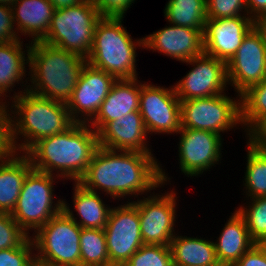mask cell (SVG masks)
Instances as JSON below:
<instances>
[{"label":"cell","mask_w":266,"mask_h":266,"mask_svg":"<svg viewBox=\"0 0 266 266\" xmlns=\"http://www.w3.org/2000/svg\"><path fill=\"white\" fill-rule=\"evenodd\" d=\"M167 178L152 153L110 150L99 146L85 175L78 182L90 191L97 192L99 189L113 199H121L126 195L138 196L156 190L168 181Z\"/></svg>","instance_id":"1"},{"label":"cell","mask_w":266,"mask_h":266,"mask_svg":"<svg viewBox=\"0 0 266 266\" xmlns=\"http://www.w3.org/2000/svg\"><path fill=\"white\" fill-rule=\"evenodd\" d=\"M89 127L86 123H74L63 133L37 141L25 153L33 169L48 174L55 171L58 178L78 182L99 147L98 134Z\"/></svg>","instance_id":"2"},{"label":"cell","mask_w":266,"mask_h":266,"mask_svg":"<svg viewBox=\"0 0 266 266\" xmlns=\"http://www.w3.org/2000/svg\"><path fill=\"white\" fill-rule=\"evenodd\" d=\"M86 62L73 52L42 41L31 42L28 66L32 83L28 91L67 104Z\"/></svg>","instance_id":"3"},{"label":"cell","mask_w":266,"mask_h":266,"mask_svg":"<svg viewBox=\"0 0 266 266\" xmlns=\"http://www.w3.org/2000/svg\"><path fill=\"white\" fill-rule=\"evenodd\" d=\"M12 98V138L18 153H26L37 141L63 133L75 123L65 103L33 94L28 87ZM18 135L24 137L23 143L17 144Z\"/></svg>","instance_id":"4"},{"label":"cell","mask_w":266,"mask_h":266,"mask_svg":"<svg viewBox=\"0 0 266 266\" xmlns=\"http://www.w3.org/2000/svg\"><path fill=\"white\" fill-rule=\"evenodd\" d=\"M122 21L123 17H101L98 20L93 47L86 61L117 80L135 79L136 46L144 47V38L132 41Z\"/></svg>","instance_id":"5"},{"label":"cell","mask_w":266,"mask_h":266,"mask_svg":"<svg viewBox=\"0 0 266 266\" xmlns=\"http://www.w3.org/2000/svg\"><path fill=\"white\" fill-rule=\"evenodd\" d=\"M100 18L97 7L91 0L55 9L42 42L87 59L93 47L94 31Z\"/></svg>","instance_id":"6"},{"label":"cell","mask_w":266,"mask_h":266,"mask_svg":"<svg viewBox=\"0 0 266 266\" xmlns=\"http://www.w3.org/2000/svg\"><path fill=\"white\" fill-rule=\"evenodd\" d=\"M54 177L55 174L32 169L24 180L17 203L10 215L28 235L29 230L33 229L36 233L63 210V200L53 204V182L56 180Z\"/></svg>","instance_id":"7"},{"label":"cell","mask_w":266,"mask_h":266,"mask_svg":"<svg viewBox=\"0 0 266 266\" xmlns=\"http://www.w3.org/2000/svg\"><path fill=\"white\" fill-rule=\"evenodd\" d=\"M33 235L38 259L54 266H80L81 227L64 210Z\"/></svg>","instance_id":"8"},{"label":"cell","mask_w":266,"mask_h":266,"mask_svg":"<svg viewBox=\"0 0 266 266\" xmlns=\"http://www.w3.org/2000/svg\"><path fill=\"white\" fill-rule=\"evenodd\" d=\"M234 99V100H233ZM215 95L207 98L180 100L181 128L210 131L216 134L230 131L241 123V98Z\"/></svg>","instance_id":"9"},{"label":"cell","mask_w":266,"mask_h":266,"mask_svg":"<svg viewBox=\"0 0 266 266\" xmlns=\"http://www.w3.org/2000/svg\"><path fill=\"white\" fill-rule=\"evenodd\" d=\"M104 232L110 266H123L144 244L136 205L129 201L112 208Z\"/></svg>","instance_id":"10"},{"label":"cell","mask_w":266,"mask_h":266,"mask_svg":"<svg viewBox=\"0 0 266 266\" xmlns=\"http://www.w3.org/2000/svg\"><path fill=\"white\" fill-rule=\"evenodd\" d=\"M170 88V89H169ZM142 84L139 112L147 133H177L181 129L180 99L175 88Z\"/></svg>","instance_id":"11"},{"label":"cell","mask_w":266,"mask_h":266,"mask_svg":"<svg viewBox=\"0 0 266 266\" xmlns=\"http://www.w3.org/2000/svg\"><path fill=\"white\" fill-rule=\"evenodd\" d=\"M226 69L228 85L232 83L239 98L251 86L266 79V47L255 27L246 34Z\"/></svg>","instance_id":"12"},{"label":"cell","mask_w":266,"mask_h":266,"mask_svg":"<svg viewBox=\"0 0 266 266\" xmlns=\"http://www.w3.org/2000/svg\"><path fill=\"white\" fill-rule=\"evenodd\" d=\"M143 198L133 202L139 214L143 243L170 246L176 235V193L171 190L163 195L150 194L148 198Z\"/></svg>","instance_id":"13"},{"label":"cell","mask_w":266,"mask_h":266,"mask_svg":"<svg viewBox=\"0 0 266 266\" xmlns=\"http://www.w3.org/2000/svg\"><path fill=\"white\" fill-rule=\"evenodd\" d=\"M186 63L194 66L182 80L175 83L180 100L207 98L220 95L228 84L226 63L203 53Z\"/></svg>","instance_id":"14"},{"label":"cell","mask_w":266,"mask_h":266,"mask_svg":"<svg viewBox=\"0 0 266 266\" xmlns=\"http://www.w3.org/2000/svg\"><path fill=\"white\" fill-rule=\"evenodd\" d=\"M116 80L112 75L86 62L72 96L66 104L71 119L75 123H89V120L91 121L97 114Z\"/></svg>","instance_id":"15"},{"label":"cell","mask_w":266,"mask_h":266,"mask_svg":"<svg viewBox=\"0 0 266 266\" xmlns=\"http://www.w3.org/2000/svg\"><path fill=\"white\" fill-rule=\"evenodd\" d=\"M178 133L179 167L188 177L207 171L221 159V135L192 128H181Z\"/></svg>","instance_id":"16"},{"label":"cell","mask_w":266,"mask_h":266,"mask_svg":"<svg viewBox=\"0 0 266 266\" xmlns=\"http://www.w3.org/2000/svg\"><path fill=\"white\" fill-rule=\"evenodd\" d=\"M253 27L254 20L248 15L232 18H207L203 32L204 53L227 64Z\"/></svg>","instance_id":"17"},{"label":"cell","mask_w":266,"mask_h":266,"mask_svg":"<svg viewBox=\"0 0 266 266\" xmlns=\"http://www.w3.org/2000/svg\"><path fill=\"white\" fill-rule=\"evenodd\" d=\"M204 29L169 25L144 37V48L187 62L204 53Z\"/></svg>","instance_id":"18"},{"label":"cell","mask_w":266,"mask_h":266,"mask_svg":"<svg viewBox=\"0 0 266 266\" xmlns=\"http://www.w3.org/2000/svg\"><path fill=\"white\" fill-rule=\"evenodd\" d=\"M97 134L100 147L118 151L151 153L145 141L148 133L139 110L108 122Z\"/></svg>","instance_id":"19"},{"label":"cell","mask_w":266,"mask_h":266,"mask_svg":"<svg viewBox=\"0 0 266 266\" xmlns=\"http://www.w3.org/2000/svg\"><path fill=\"white\" fill-rule=\"evenodd\" d=\"M137 78L116 80L95 117L89 121L98 133L108 122L139 110L142 83Z\"/></svg>","instance_id":"20"},{"label":"cell","mask_w":266,"mask_h":266,"mask_svg":"<svg viewBox=\"0 0 266 266\" xmlns=\"http://www.w3.org/2000/svg\"><path fill=\"white\" fill-rule=\"evenodd\" d=\"M54 6L49 0H18L12 6L17 33L31 35L33 41H42L50 27Z\"/></svg>","instance_id":"21"},{"label":"cell","mask_w":266,"mask_h":266,"mask_svg":"<svg viewBox=\"0 0 266 266\" xmlns=\"http://www.w3.org/2000/svg\"><path fill=\"white\" fill-rule=\"evenodd\" d=\"M214 242L221 266H233L256 243L250 237L244 218L235 210Z\"/></svg>","instance_id":"22"},{"label":"cell","mask_w":266,"mask_h":266,"mask_svg":"<svg viewBox=\"0 0 266 266\" xmlns=\"http://www.w3.org/2000/svg\"><path fill=\"white\" fill-rule=\"evenodd\" d=\"M74 209L80 216V221L74 217L67 202L63 200V210L81 227L90 229H104L111 211V207L104 204L99 194L86 189L79 182L74 183ZM107 206V207H106Z\"/></svg>","instance_id":"23"},{"label":"cell","mask_w":266,"mask_h":266,"mask_svg":"<svg viewBox=\"0 0 266 266\" xmlns=\"http://www.w3.org/2000/svg\"><path fill=\"white\" fill-rule=\"evenodd\" d=\"M19 155L0 160V212L3 213H12L24 180L33 169L28 156Z\"/></svg>","instance_id":"24"},{"label":"cell","mask_w":266,"mask_h":266,"mask_svg":"<svg viewBox=\"0 0 266 266\" xmlns=\"http://www.w3.org/2000/svg\"><path fill=\"white\" fill-rule=\"evenodd\" d=\"M173 266H221L214 242L205 238L174 236L170 242Z\"/></svg>","instance_id":"25"},{"label":"cell","mask_w":266,"mask_h":266,"mask_svg":"<svg viewBox=\"0 0 266 266\" xmlns=\"http://www.w3.org/2000/svg\"><path fill=\"white\" fill-rule=\"evenodd\" d=\"M20 41L0 43V97H4V95L8 97L6 94L16 86L14 83H18L20 80L22 82V78L25 77V65L29 63L30 44H26L28 49L26 50L27 57H25L26 52L22 51L25 50L23 49V41Z\"/></svg>","instance_id":"26"},{"label":"cell","mask_w":266,"mask_h":266,"mask_svg":"<svg viewBox=\"0 0 266 266\" xmlns=\"http://www.w3.org/2000/svg\"><path fill=\"white\" fill-rule=\"evenodd\" d=\"M206 0H169L164 10V16L170 24L204 29L207 20Z\"/></svg>","instance_id":"27"},{"label":"cell","mask_w":266,"mask_h":266,"mask_svg":"<svg viewBox=\"0 0 266 266\" xmlns=\"http://www.w3.org/2000/svg\"><path fill=\"white\" fill-rule=\"evenodd\" d=\"M247 167L245 173L246 195L251 198L266 197V148L248 139Z\"/></svg>","instance_id":"28"},{"label":"cell","mask_w":266,"mask_h":266,"mask_svg":"<svg viewBox=\"0 0 266 266\" xmlns=\"http://www.w3.org/2000/svg\"><path fill=\"white\" fill-rule=\"evenodd\" d=\"M266 121V79L241 95V123L250 137ZM249 135V136H248Z\"/></svg>","instance_id":"29"},{"label":"cell","mask_w":266,"mask_h":266,"mask_svg":"<svg viewBox=\"0 0 266 266\" xmlns=\"http://www.w3.org/2000/svg\"><path fill=\"white\" fill-rule=\"evenodd\" d=\"M80 266H110L104 229L81 228Z\"/></svg>","instance_id":"30"},{"label":"cell","mask_w":266,"mask_h":266,"mask_svg":"<svg viewBox=\"0 0 266 266\" xmlns=\"http://www.w3.org/2000/svg\"><path fill=\"white\" fill-rule=\"evenodd\" d=\"M250 200L249 206H240L237 211L244 218L252 240L256 244H266V197Z\"/></svg>","instance_id":"31"},{"label":"cell","mask_w":266,"mask_h":266,"mask_svg":"<svg viewBox=\"0 0 266 266\" xmlns=\"http://www.w3.org/2000/svg\"><path fill=\"white\" fill-rule=\"evenodd\" d=\"M123 266H173L170 246L143 244Z\"/></svg>","instance_id":"32"},{"label":"cell","mask_w":266,"mask_h":266,"mask_svg":"<svg viewBox=\"0 0 266 266\" xmlns=\"http://www.w3.org/2000/svg\"><path fill=\"white\" fill-rule=\"evenodd\" d=\"M2 100V101H1ZM0 100V160L9 159L18 152L12 138V116L4 98ZM9 107V108H7ZM9 112V113H8Z\"/></svg>","instance_id":"33"},{"label":"cell","mask_w":266,"mask_h":266,"mask_svg":"<svg viewBox=\"0 0 266 266\" xmlns=\"http://www.w3.org/2000/svg\"><path fill=\"white\" fill-rule=\"evenodd\" d=\"M207 2V18H232L244 16L240 12L246 13V0H206Z\"/></svg>","instance_id":"34"},{"label":"cell","mask_w":266,"mask_h":266,"mask_svg":"<svg viewBox=\"0 0 266 266\" xmlns=\"http://www.w3.org/2000/svg\"><path fill=\"white\" fill-rule=\"evenodd\" d=\"M33 249L35 245L30 236L17 248L0 250V266H28L35 256V253H32Z\"/></svg>","instance_id":"35"},{"label":"cell","mask_w":266,"mask_h":266,"mask_svg":"<svg viewBox=\"0 0 266 266\" xmlns=\"http://www.w3.org/2000/svg\"><path fill=\"white\" fill-rule=\"evenodd\" d=\"M101 17H125L124 14L135 0H91Z\"/></svg>","instance_id":"36"},{"label":"cell","mask_w":266,"mask_h":266,"mask_svg":"<svg viewBox=\"0 0 266 266\" xmlns=\"http://www.w3.org/2000/svg\"><path fill=\"white\" fill-rule=\"evenodd\" d=\"M14 26L12 7L0 4V43L21 39L14 30Z\"/></svg>","instance_id":"37"},{"label":"cell","mask_w":266,"mask_h":266,"mask_svg":"<svg viewBox=\"0 0 266 266\" xmlns=\"http://www.w3.org/2000/svg\"><path fill=\"white\" fill-rule=\"evenodd\" d=\"M233 266H266V244H255Z\"/></svg>","instance_id":"38"},{"label":"cell","mask_w":266,"mask_h":266,"mask_svg":"<svg viewBox=\"0 0 266 266\" xmlns=\"http://www.w3.org/2000/svg\"><path fill=\"white\" fill-rule=\"evenodd\" d=\"M247 15L253 20L266 15V0H246Z\"/></svg>","instance_id":"39"},{"label":"cell","mask_w":266,"mask_h":266,"mask_svg":"<svg viewBox=\"0 0 266 266\" xmlns=\"http://www.w3.org/2000/svg\"><path fill=\"white\" fill-rule=\"evenodd\" d=\"M259 146L266 148V121L250 136Z\"/></svg>","instance_id":"40"},{"label":"cell","mask_w":266,"mask_h":266,"mask_svg":"<svg viewBox=\"0 0 266 266\" xmlns=\"http://www.w3.org/2000/svg\"><path fill=\"white\" fill-rule=\"evenodd\" d=\"M254 27L261 34L263 43L266 47V15L255 18Z\"/></svg>","instance_id":"41"},{"label":"cell","mask_w":266,"mask_h":266,"mask_svg":"<svg viewBox=\"0 0 266 266\" xmlns=\"http://www.w3.org/2000/svg\"><path fill=\"white\" fill-rule=\"evenodd\" d=\"M55 9L66 8L81 3L84 0H49Z\"/></svg>","instance_id":"42"},{"label":"cell","mask_w":266,"mask_h":266,"mask_svg":"<svg viewBox=\"0 0 266 266\" xmlns=\"http://www.w3.org/2000/svg\"><path fill=\"white\" fill-rule=\"evenodd\" d=\"M28 266H54L51 263L38 259L36 256L29 262Z\"/></svg>","instance_id":"43"},{"label":"cell","mask_w":266,"mask_h":266,"mask_svg":"<svg viewBox=\"0 0 266 266\" xmlns=\"http://www.w3.org/2000/svg\"><path fill=\"white\" fill-rule=\"evenodd\" d=\"M18 0H0V4L13 6Z\"/></svg>","instance_id":"44"}]
</instances>
